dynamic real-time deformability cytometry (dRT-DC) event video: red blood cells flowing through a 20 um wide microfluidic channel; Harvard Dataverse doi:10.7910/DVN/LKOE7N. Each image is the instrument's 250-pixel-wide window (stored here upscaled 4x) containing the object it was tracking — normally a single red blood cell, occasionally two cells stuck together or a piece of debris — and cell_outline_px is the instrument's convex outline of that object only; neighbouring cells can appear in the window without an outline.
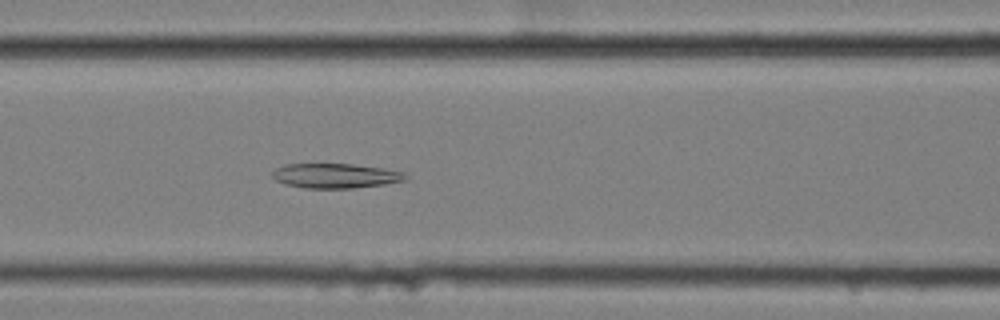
{"species": "common noctule bat (a hibernating species)", "species_latin": "Nyctalus noctula", "temperature_condition": "cold", "stored_images_in_passage": 46, "camera_frame_rate_fps": 3000, "um_per_image_px": 0.085, "animal": {"sex": "female", "body_mass_g": 25.1}, "frame": {"image": 1, "passage_image": 11, "time_ms": 3.333, "image_size_px": [1000, 320], "cell_outline_px": [[408, 180], [384, 184], [352, 188], [304, 188], [284, 184], [276, 180], [272, 176], [272, 172], [276, 168], [284, 164], [352, 164], [384, 168], [404, 172], [408, 176]], "centroid_in_image_um": [28.53, 14.94], "position_along_channel_um": 138.1, "area_um2": 19.25}}
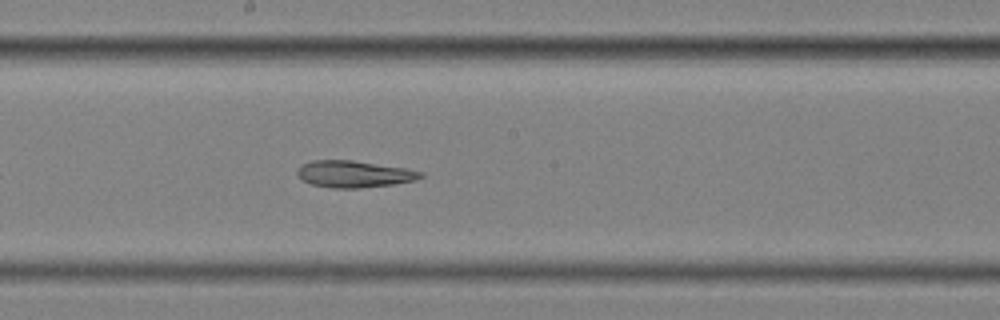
{"frame": {"image": 2, "passage_image": 18, "time_ms": 5.667, "image_size_px": [1000, 320], "cell_outline_px": [[424, 176], [416, 180], [392, 184], [360, 188], [332, 188], [312, 184], [304, 180], [296, 172], [296, 168], [300, 164], [312, 160], [352, 160], [404, 168], [424, 172]], "centroid_in_image_um": [30.08, 14.78], "position_along_channel_um": 218.1, "area_um2": 19.19}}
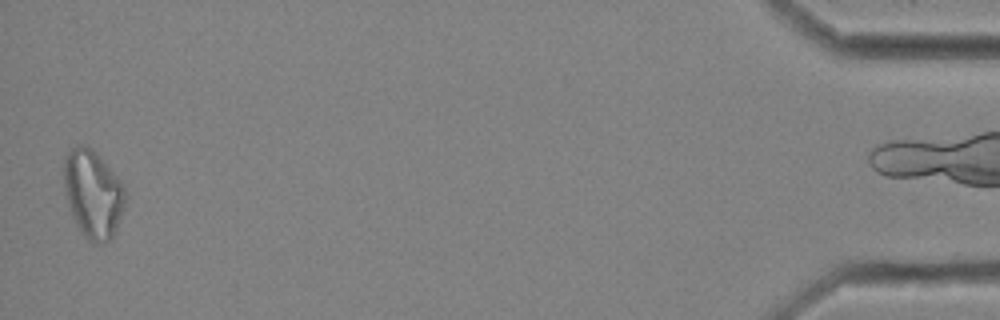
{"frame": {"image": 3, "passage_image": 44, "time_ms": 14.333, "image_size_px": [1000, 320], "cell_outline_px": [[128, 196], [116, 228], [112, 236], [108, 240], [88, 240], [80, 232], [72, 216], [64, 192], [64, 156], [72, 148], [80, 144], [84, 144], [92, 148], [96, 152], [120, 180]], "centroid_in_image_um": [7.89, 16.43], "position_along_channel_um": 427.3, "area_um2": 31.21}, "authors_computed_cell_mechanics": {"area_um2": 21.5594, "velocity_mm_per_s": 3.4398, "shape_relaxation_time_tau1_ms": null, "shape_relaxation_time_tau2_ms": 8.832, "deformation_change_tau1": null, "deformation_change_tau2": 0.1777}}